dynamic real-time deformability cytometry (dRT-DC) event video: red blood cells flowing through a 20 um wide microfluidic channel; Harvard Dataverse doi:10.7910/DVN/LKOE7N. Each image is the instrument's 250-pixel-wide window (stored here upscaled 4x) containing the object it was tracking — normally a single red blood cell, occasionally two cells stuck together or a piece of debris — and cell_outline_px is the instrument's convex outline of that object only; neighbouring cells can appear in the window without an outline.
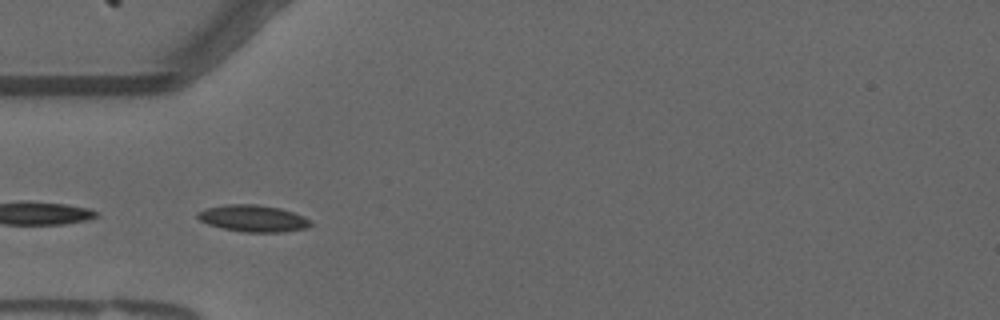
{"species": "common noctule bat (a hibernating species)", "species_latin": "Nyctalus noctula", "temperature_condition": "warm", "stored_images_in_passage": 10, "camera_frame_rate_fps": 3000, "um_per_image_px": 0.085, "animal": {"sex": "male", "forearm_length_mm": 52.5}, "frame": {"image": 1, "passage_image": 1, "time_ms": 0.0, "image_size_px": [1000, 320], "cell_outline_px": [[312, 224], [308, 228], [280, 232], [244, 232], [220, 228], [208, 224], [200, 220], [196, 216], [196, 212], [208, 208], [224, 204], [256, 204], [280, 208], [304, 216], [312, 220]], "centroid_in_image_um": [21.52, 18.56], "position_along_channel_um": 63.5, "area_um2": 17.74}}